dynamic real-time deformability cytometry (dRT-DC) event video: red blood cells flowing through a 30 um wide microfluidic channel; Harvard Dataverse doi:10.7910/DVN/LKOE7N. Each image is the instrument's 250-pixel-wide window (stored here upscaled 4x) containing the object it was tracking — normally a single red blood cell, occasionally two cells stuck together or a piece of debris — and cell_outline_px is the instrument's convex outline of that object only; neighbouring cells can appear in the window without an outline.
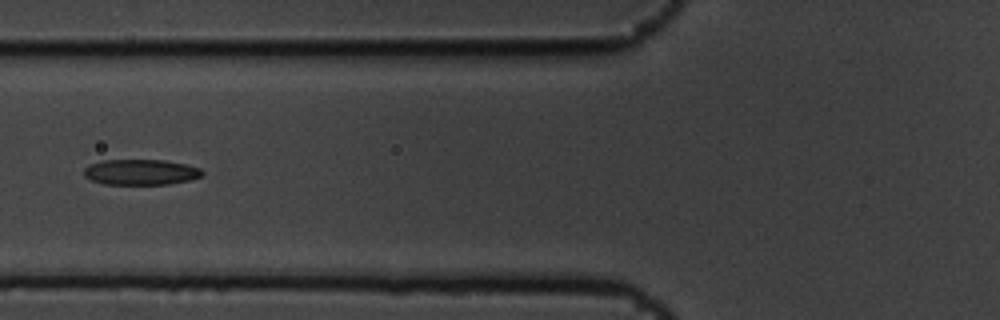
{"species": "common noctule bat (a hibernating species)", "species_latin": "Nyctalus noctula", "temperature_condition": "cold", "stored_images_in_passage": 2, "camera_frame_rate_fps": 3000, "um_per_image_px": 0.085, "animal": {"sex": "male", "body_mass_g": 19.5, "forearm_length_mm": 54.6}, "frame": {"image": 1, "passage_image": 2, "time_ms": 0.333, "image_size_px": [1000, 320], "cell_outline_px": [[204, 176], [188, 180], [168, 184], [104, 184], [92, 180], [84, 176], [84, 168], [88, 164], [104, 160], [164, 160], [184, 164], [200, 168], [204, 172]], "centroid_in_image_um": [11.96, 14.63], "position_along_channel_um": 113.8, "area_um2": 17.63}}